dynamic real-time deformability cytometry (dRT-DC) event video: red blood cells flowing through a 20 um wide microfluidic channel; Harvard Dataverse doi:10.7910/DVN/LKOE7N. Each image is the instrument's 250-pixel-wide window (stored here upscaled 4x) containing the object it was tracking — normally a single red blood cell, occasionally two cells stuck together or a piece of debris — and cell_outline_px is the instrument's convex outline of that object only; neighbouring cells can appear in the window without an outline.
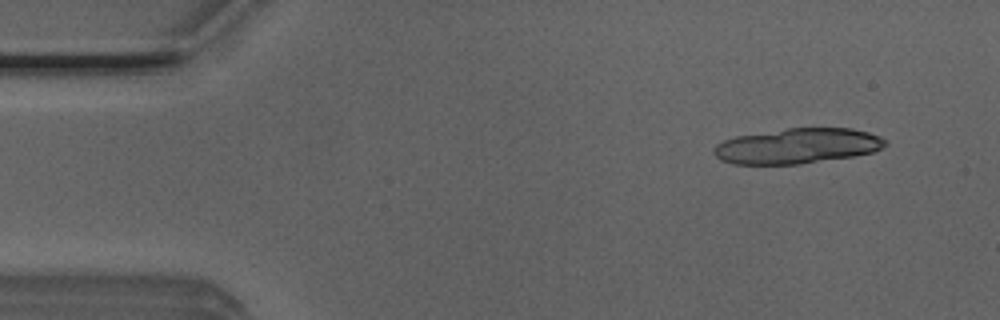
{"species": "Egyptian fruit bat (a non-hibernating species)", "species_latin": "Rousettus aegyptiacus", "temperature_condition": "room temperature", "stored_images_in_passage": 5, "camera_frame_rate_fps": 3000, "um_per_image_px": 0.085, "animal": {"sex": "male"}, "frame": {"image": 1, "passage_image": 1, "time_ms": 0.0, "image_size_px": [1000, 320], "cell_outline_px": [[888, 144], [872, 152], [852, 156], [800, 164], [732, 164], [720, 160], [712, 152], [712, 148], [716, 144], [724, 140], [736, 136], [788, 128], [852, 128], [868, 132], [880, 136], [888, 140]], "centroid_in_image_um": [67.76, 12.4], "position_along_channel_um": 17.2, "area_um2": 35.32}}